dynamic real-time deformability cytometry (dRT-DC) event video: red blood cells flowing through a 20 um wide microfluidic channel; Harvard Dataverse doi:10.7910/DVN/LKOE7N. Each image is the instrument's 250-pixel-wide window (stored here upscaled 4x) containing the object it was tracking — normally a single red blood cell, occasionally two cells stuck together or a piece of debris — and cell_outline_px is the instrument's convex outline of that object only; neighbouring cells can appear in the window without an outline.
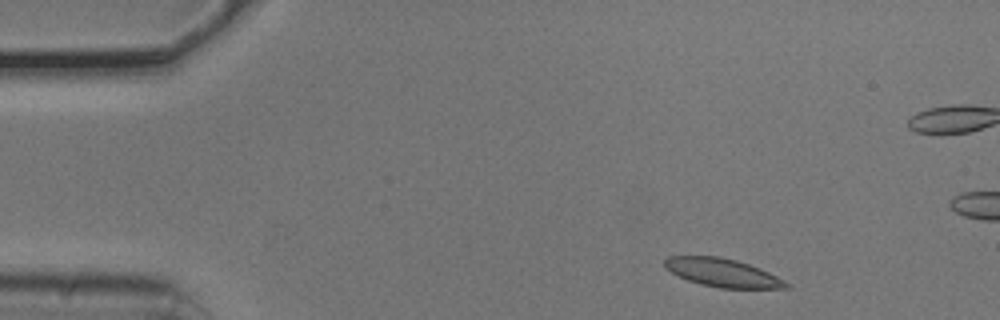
{"species": "common noctule bat (a hibernating species)", "species_latin": "Nyctalus noctula", "temperature_condition": "cold", "stored_images_in_passage": 4, "camera_frame_rate_fps": 3000, "um_per_image_px": 0.085, "animal": {"sex": "male", "body_mass_g": 20.5, "forearm_length_mm": 52.5}, "frame": {"image": 1, "passage_image": 1, "time_ms": 0.0, "image_size_px": [1000, 320], "cell_outline_px": [[792, 288], [720, 288], [700, 284], [688, 280], [664, 268], [664, 260], [668, 256], [720, 256], [736, 260], [760, 268], [792, 284]], "centroid_in_image_um": [61.44, 23.18], "position_along_channel_um": 23.6, "area_um2": 20.06}}